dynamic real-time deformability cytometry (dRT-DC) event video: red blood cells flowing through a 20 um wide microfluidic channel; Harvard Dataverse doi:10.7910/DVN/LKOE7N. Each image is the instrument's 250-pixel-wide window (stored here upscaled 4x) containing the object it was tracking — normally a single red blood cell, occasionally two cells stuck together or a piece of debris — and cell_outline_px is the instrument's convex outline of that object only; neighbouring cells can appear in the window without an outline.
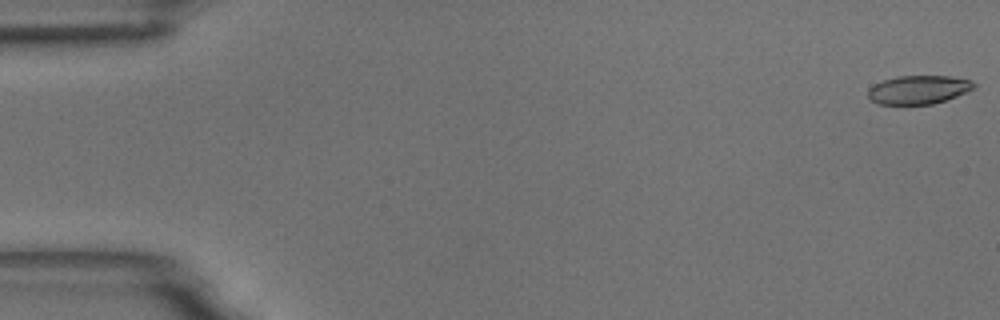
{"species": "common noctule bat (a hibernating species)", "species_latin": "Nyctalus noctula", "temperature_condition": "room temperature", "stored_images_in_passage": 56, "camera_frame_rate_fps": 3000, "um_per_image_px": 0.085, "animal": {"sex": "male", "body_mass_g": 18.8}, "frame": {"image": 1, "passage_image": 1, "time_ms": 0.0, "image_size_px": [1000, 320], "cell_outline_px": [[976, 88], [968, 92], [932, 104], [880, 104], [872, 100], [868, 96], [868, 88], [884, 80], [896, 76], [948, 76], [972, 80], [976, 84]], "centroid_in_image_um": [78.11, 7.62], "position_along_channel_um": 6.9, "area_um2": 17.57}}
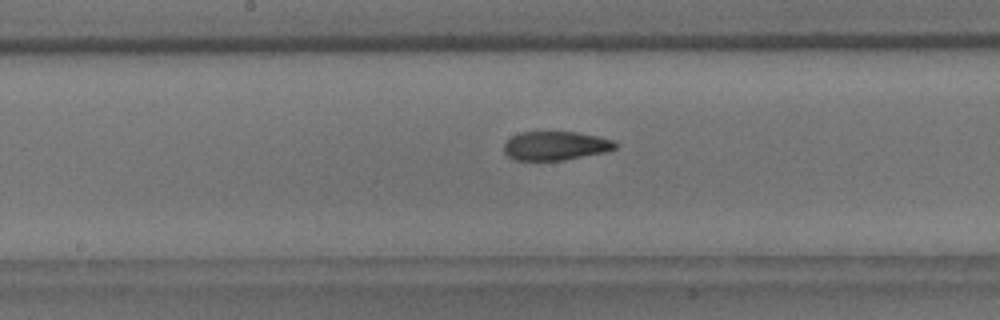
{"frame": {"image": 2, "passage_image": 29, "time_ms": 9.333, "image_size_px": [1000, 320], "cell_outline_px": [[620, 144], [616, 148], [604, 152], [564, 160], [516, 160], [508, 156], [504, 152], [504, 144], [512, 136], [520, 132], [576, 132], [596, 136], [612, 140]], "centroid_in_image_um": [47.22, 12.39], "position_along_channel_um": 201.0, "area_um2": 18.61}}
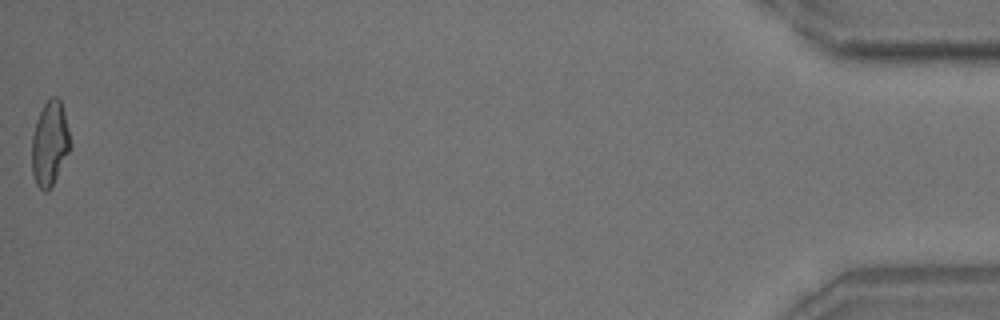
{"frame": {"image": 3, "passage_image": 56, "time_ms": 18.333, "image_size_px": [1000, 320], "cell_outline_px": [[72, 148], [48, 192], [44, 192], [36, 184], [32, 172], [32, 136], [36, 120], [44, 104], [52, 96], [56, 96], [60, 100], [64, 112], [72, 144]], "centroid_in_image_um": [4.24, 12.21], "position_along_channel_um": 431.0, "area_um2": 19.02}, "authors_computed_cell_mechanics": {"area_um2": 19.1896, "velocity_mm_per_s": 3.6326, "shape_relaxation_time_tau1_ms": 7.9986, "shape_relaxation_time_tau2_ms": 2.0621, "deformation_change_tau1": 0.2066, "deformation_change_tau2": 0.0966}}